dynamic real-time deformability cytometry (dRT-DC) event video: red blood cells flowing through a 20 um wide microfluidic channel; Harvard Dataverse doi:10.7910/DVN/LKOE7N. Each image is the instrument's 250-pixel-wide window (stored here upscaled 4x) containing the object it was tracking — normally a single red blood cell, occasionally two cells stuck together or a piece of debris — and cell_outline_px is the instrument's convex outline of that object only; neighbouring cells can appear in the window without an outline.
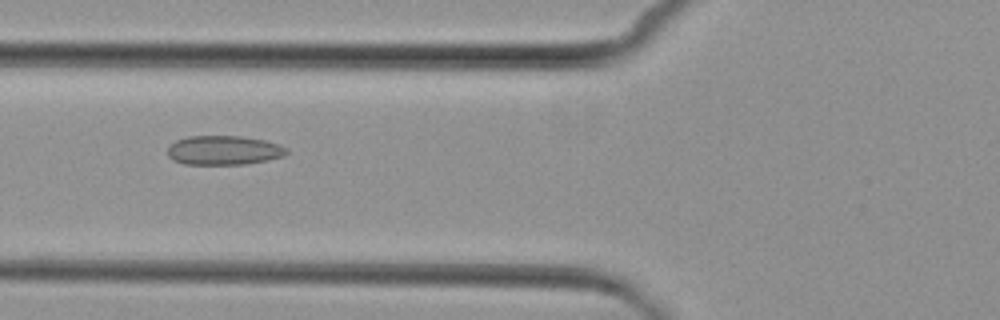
{"species": "common noctule bat (a hibernating species)", "species_latin": "Nyctalus noctula", "temperature_condition": "cold", "stored_images_in_passage": 8, "camera_frame_rate_fps": 3000, "um_per_image_px": 0.085, "animal": {"sex": "female", "body_mass_g": 29.2, "forearm_length_mm": 56.3}, "frame": {"image": 1, "passage_image": 6, "time_ms": 6.333, "image_size_px": [1000, 320], "cell_outline_px": [[288, 152], [284, 156], [268, 160], [244, 164], [184, 164], [172, 160], [168, 156], [168, 148], [176, 140], [188, 136], [240, 136], [264, 140], [280, 144], [288, 148]], "centroid_in_image_um": [19.04, 12.77], "position_along_channel_um": 106.8, "area_um2": 20.35}}
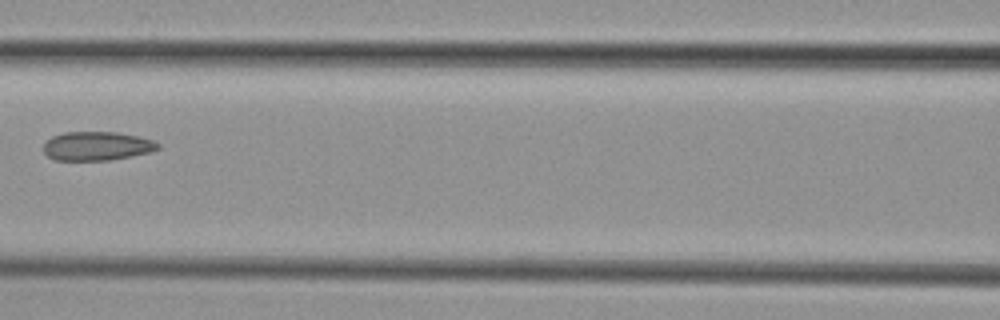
{"frame": {"image": 2, "passage_image": 7, "time_ms": 7.667, "image_size_px": [1000, 320], "cell_outline_px": [[160, 148], [152, 152], [112, 160], [56, 160], [48, 156], [44, 152], [44, 144], [52, 136], [64, 132], [116, 132], [140, 136], [152, 140], [160, 144]], "centroid_in_image_um": [8.28, 12.41], "position_along_channel_um": 158.3, "area_um2": 19.36}}
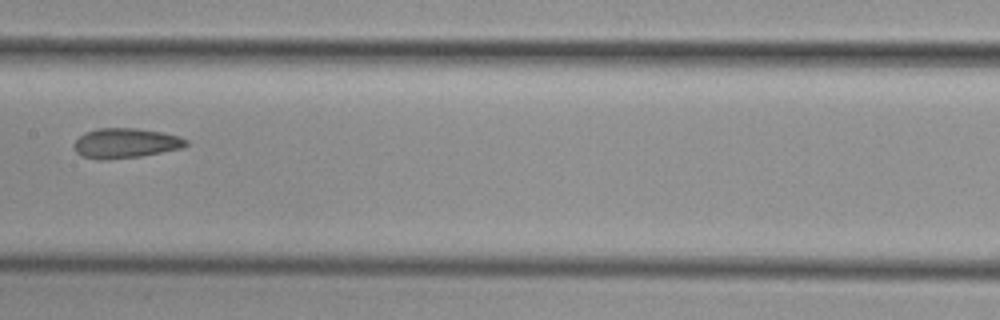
{"frame": {"image": 3, "passage_image": 8, "time_ms": 8.667, "image_size_px": [1000, 320], "cell_outline_px": [[188, 144], [184, 148], [140, 156], [108, 160], [96, 160], [80, 156], [76, 152], [72, 144], [84, 132], [96, 128], [136, 128], [160, 132], [180, 136], [188, 140]], "centroid_in_image_um": [10.64, 12.18], "position_along_channel_um": 196.8, "area_um2": 19.83}}